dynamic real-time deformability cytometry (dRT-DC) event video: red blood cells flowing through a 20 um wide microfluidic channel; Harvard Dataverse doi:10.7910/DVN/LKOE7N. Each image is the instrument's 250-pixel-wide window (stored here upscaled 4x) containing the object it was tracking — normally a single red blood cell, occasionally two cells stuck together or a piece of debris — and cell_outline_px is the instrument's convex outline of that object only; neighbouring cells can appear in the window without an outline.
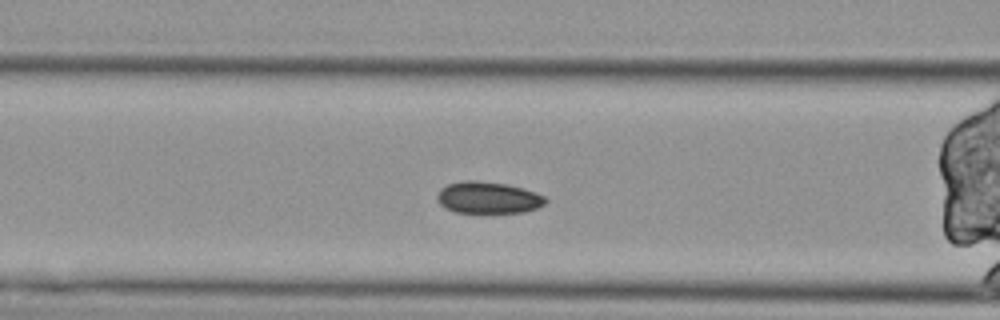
{"species": "Egyptian fruit bat (a non-hibernating species)", "species_latin": "Rousettus aegyptiacus", "temperature_condition": "cold", "stored_images_in_passage": 40, "segment_of_instrument_passage": [2, 2], "camera_frame_rate_fps": 3000, "um_per_image_px": 0.085, "animal": {"sex": "female"}, "frame": {"image": 1, "passage_image": 13, "time_ms": 4.0, "image_size_px": [1000, 320], "cell_outline_px": [[548, 200], [544, 204], [536, 208], [524, 212], [456, 212], [444, 208], [436, 200], [436, 196], [440, 188], [448, 184], [464, 180], [476, 180], [508, 184], [524, 188], [536, 192], [544, 196]], "centroid_in_image_um": [41.47, 16.78], "position_along_channel_um": 125.1, "area_um2": 20.17}}
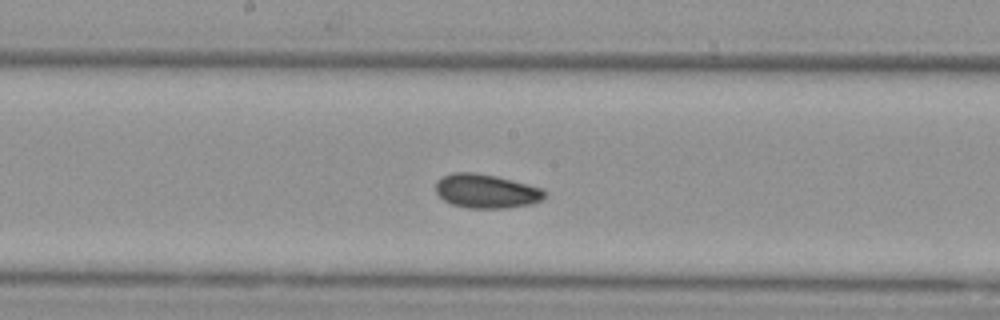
{"frame": {"image": 2, "passage_image": 20, "time_ms": 6.333, "image_size_px": [1000, 320], "cell_outline_px": [[544, 196], [540, 200], [532, 204], [504, 208], [468, 208], [452, 204], [444, 200], [436, 192], [436, 180], [452, 172], [476, 172], [496, 176], [544, 188]], "centroid_in_image_um": [41.31, 16.24], "position_along_channel_um": 206.9, "area_um2": 21.56}}
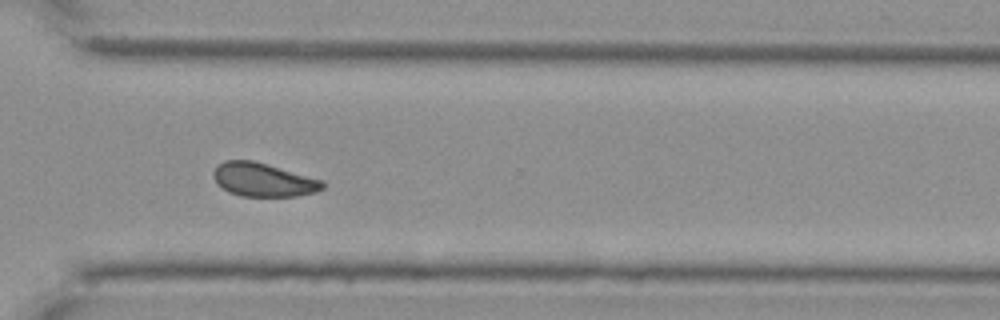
{"frame": {"image": 3, "passage_image": 32, "time_ms": 10.333, "image_size_px": [1000, 320], "cell_outline_px": [[324, 188], [316, 192], [296, 196], [240, 196], [228, 192], [212, 176], [212, 172], [224, 160], [252, 160], [324, 180]], "centroid_in_image_um": [22.4, 15.28], "position_along_channel_um": 348.2, "area_um2": 21.21}}